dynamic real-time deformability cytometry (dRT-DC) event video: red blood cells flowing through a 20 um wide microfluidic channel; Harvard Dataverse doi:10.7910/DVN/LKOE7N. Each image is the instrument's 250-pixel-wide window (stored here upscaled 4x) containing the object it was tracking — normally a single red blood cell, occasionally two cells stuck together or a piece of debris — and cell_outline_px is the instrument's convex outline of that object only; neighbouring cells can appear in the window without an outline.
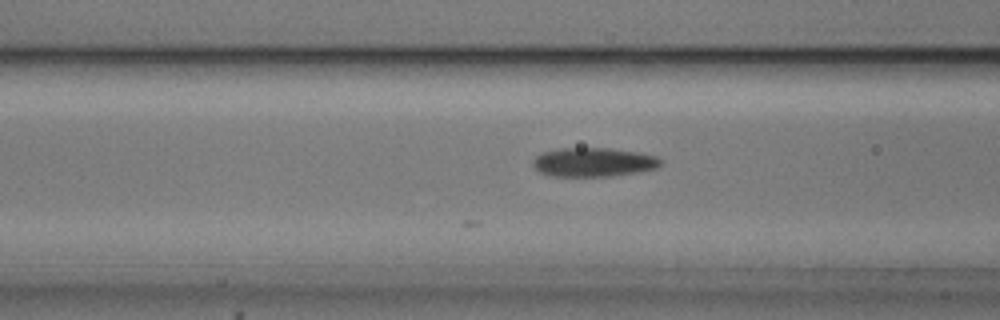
{"species": "common noctule bat (a hibernating species)", "species_latin": "Nyctalus noctula", "temperature_condition": "cold", "stored_images_in_passage": 19, "camera_frame_rate_fps": 3000, "um_per_image_px": 0.085, "animal": {"sex": "male", "body_mass_g": 20.5, "forearm_length_mm": 52.5}, "frame": {"image": 1, "passage_image": 5, "time_ms": 1.333, "image_size_px": [1000, 320], "cell_outline_px": [[660, 164], [656, 168], [640, 172], [612, 176], [552, 176], [540, 172], [532, 164], [532, 160], [540, 152], [560, 148], [612, 148], [636, 152], [656, 156], [660, 160]], "centroid_in_image_um": [50.41, 13.78], "position_along_channel_um": 116.2, "area_um2": 21.62}}
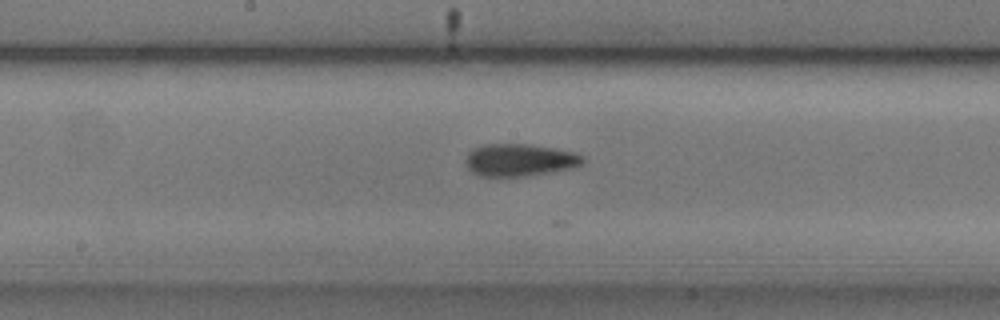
{"frame": {"image": 2, "passage_image": 12, "time_ms": 3.667, "image_size_px": [1000, 320], "cell_outline_px": [[584, 160], [580, 164], [572, 168], [548, 172], [520, 176], [480, 176], [472, 172], [468, 168], [464, 160], [468, 152], [472, 148], [484, 144], [528, 144], [552, 148], [572, 152], [584, 156]], "centroid_in_image_um": [44.1, 13.59], "position_along_channel_um": 204.1, "area_um2": 21.91}}
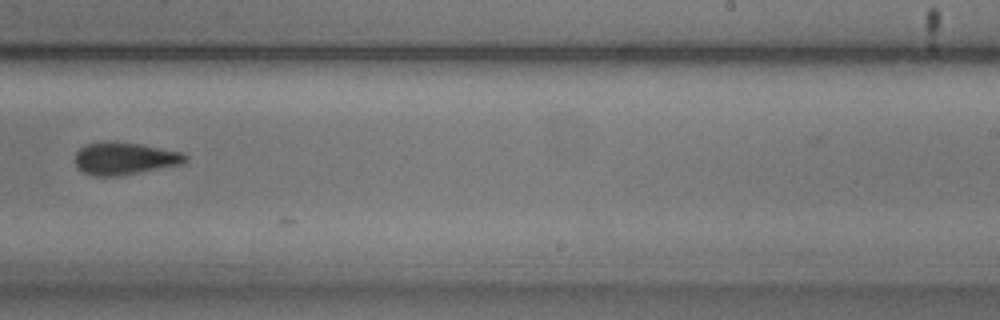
{"frame": {"image": 3, "passage_image": 18, "time_ms": 5.667, "image_size_px": [1000, 320], "cell_outline_px": [[188, 160], [184, 164], [120, 176], [92, 176], [76, 168], [76, 152], [84, 144], [104, 140], [108, 140], [144, 144], [184, 152], [188, 156]], "centroid_in_image_um": [10.62, 13.45], "position_along_channel_um": 278.4, "area_um2": 21.5}}